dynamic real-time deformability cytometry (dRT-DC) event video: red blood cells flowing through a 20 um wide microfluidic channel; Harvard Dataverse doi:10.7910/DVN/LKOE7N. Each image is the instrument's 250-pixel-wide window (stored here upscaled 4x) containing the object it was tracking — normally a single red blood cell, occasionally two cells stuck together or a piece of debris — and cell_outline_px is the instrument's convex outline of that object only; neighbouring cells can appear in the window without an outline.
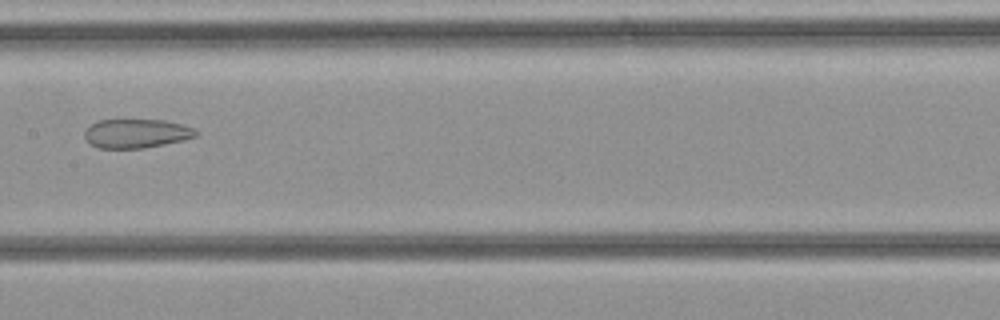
{"species": "common noctule bat (a hibernating species)", "species_latin": "Nyctalus noctula", "temperature_condition": "cold", "stored_images_in_passage": 35, "camera_frame_rate_fps": 3000, "um_per_image_px": 0.085, "animal": {"sex": "female", "body_mass_g": 21.9}, "frame": {"image": 1, "passage_image": 18, "time_ms": 5.667, "image_size_px": [1000, 320], "cell_outline_px": [[196, 136], [184, 140], [144, 148], [100, 148], [88, 144], [84, 140], [84, 128], [100, 120], [164, 120], [196, 128]], "centroid_in_image_um": [11.54, 11.35], "position_along_channel_um": 195.9, "area_um2": 18.9}}
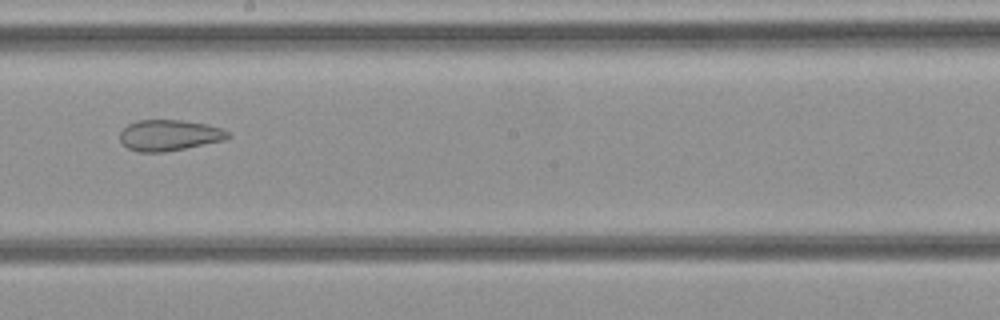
{"frame": {"image": 2, "passage_image": 20, "time_ms": 6.333, "image_size_px": [1000, 320], "cell_outline_px": [[232, 136], [224, 140], [164, 152], [140, 152], [128, 148], [120, 140], [120, 132], [128, 124], [136, 120], [180, 120], [208, 124], [220, 128], [228, 132]], "centroid_in_image_um": [14.38, 11.49], "position_along_channel_um": 233.8, "area_um2": 19.36}}
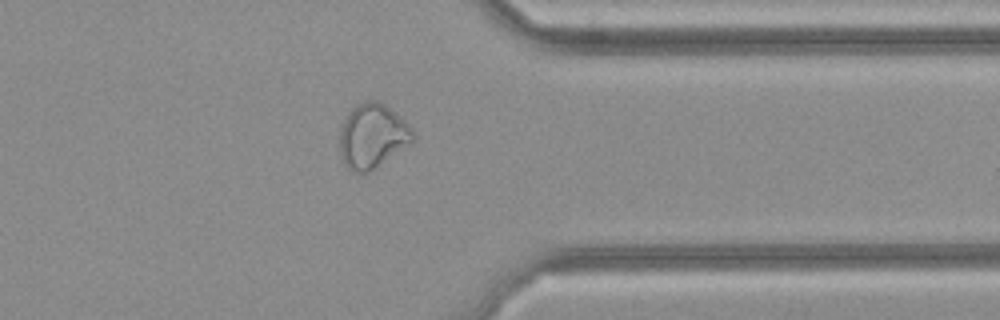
{"frame": {"image": 3, "passage_image": 28, "time_ms": 9.0, "image_size_px": [1000, 320], "cell_outline_px": [[416, 140], [368, 172], [356, 172], [348, 168], [344, 164], [340, 152], [340, 132], [344, 120], [348, 112], [356, 104], [368, 100], [376, 100], [384, 104], [404, 120], [412, 128], [416, 136]], "centroid_in_image_um": [31.67, 11.54], "position_along_channel_um": 379.7, "area_um2": 27.28}}